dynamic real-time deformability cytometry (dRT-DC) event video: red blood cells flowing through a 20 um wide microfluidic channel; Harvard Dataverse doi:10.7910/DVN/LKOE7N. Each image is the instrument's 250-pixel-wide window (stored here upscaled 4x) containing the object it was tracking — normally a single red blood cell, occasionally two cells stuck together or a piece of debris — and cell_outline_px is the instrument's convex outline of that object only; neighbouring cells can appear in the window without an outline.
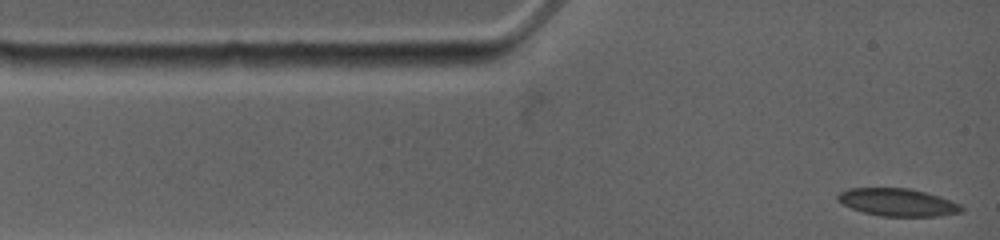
{"species": "common noctule bat (a hibernating species)", "species_latin": "Nyctalus noctula", "temperature_condition": "warm", "stored_images_in_passage": 48, "camera_frame_rate_fps": 4500, "um_per_image_px": 0.085, "animal": {"sex": "female", "body_mass_g": 19.0, "forearm_length_mm": 53.3}, "frame": {"image": 1, "passage_image": 1, "time_ms": 0.0, "image_size_px": [1000, 240], "cell_outline_px": [[964, 208], [960, 212], [936, 216], [880, 216], [864, 212], [852, 208], [836, 200], [836, 196], [840, 192], [848, 188], [908, 188], [924, 192], [960, 204]], "centroid_in_image_um": [76.25, 17.19], "position_along_channel_um": 8.8, "area_um2": 19.59}}
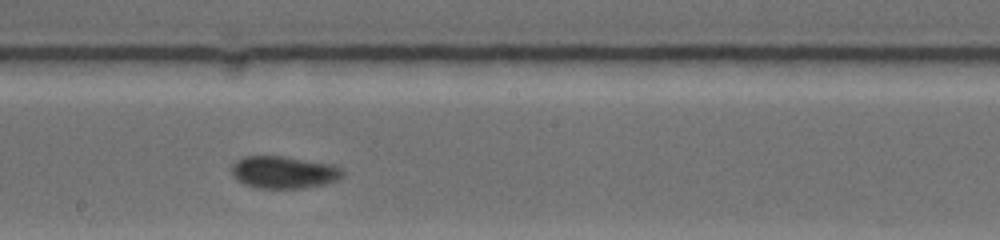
{"frame": {"image": 2, "passage_image": 30, "time_ms": 6.667, "image_size_px": [1000, 240], "cell_outline_px": [[344, 176], [336, 180], [324, 184], [304, 188], [256, 188], [244, 184], [232, 176], [232, 164], [236, 160], [244, 156], [284, 156], [328, 164], [340, 168], [344, 172]], "centroid_in_image_um": [24.08, 14.64], "position_along_channel_um": 224.1, "area_um2": 20.81}}
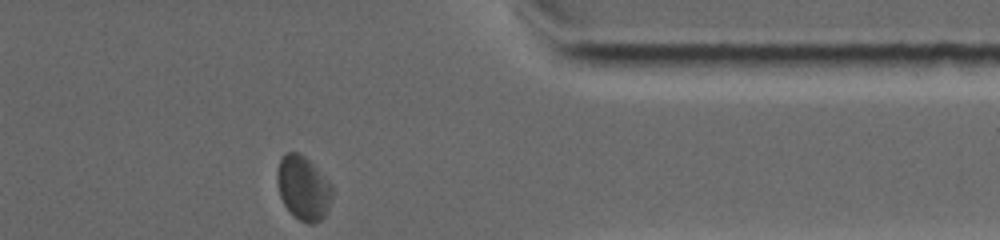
{"frame": {"image": 3, "passage_image": 48, "time_ms": 11.333, "image_size_px": [1000, 240], "cell_outline_px": [[332, 200], [328, 212], [320, 220], [312, 224], [308, 224], [292, 216], [284, 204], [280, 196], [276, 184], [276, 172], [280, 160], [284, 152], [296, 152], [304, 156], [332, 184]], "centroid_in_image_um": [25.77, 16.0], "position_along_channel_um": 385.6, "area_um2": 20.81}, "authors_computed_cell_mechanics": {"area_um2": 19.8832, "velocity_mm_per_s": 3.7862, "shape_relaxation_time_tau1_ms": 4.2622, "shape_relaxation_time_tau2_ms": null, "deformation_change_tau1": 0.0883, "deformation_change_tau2": null}}